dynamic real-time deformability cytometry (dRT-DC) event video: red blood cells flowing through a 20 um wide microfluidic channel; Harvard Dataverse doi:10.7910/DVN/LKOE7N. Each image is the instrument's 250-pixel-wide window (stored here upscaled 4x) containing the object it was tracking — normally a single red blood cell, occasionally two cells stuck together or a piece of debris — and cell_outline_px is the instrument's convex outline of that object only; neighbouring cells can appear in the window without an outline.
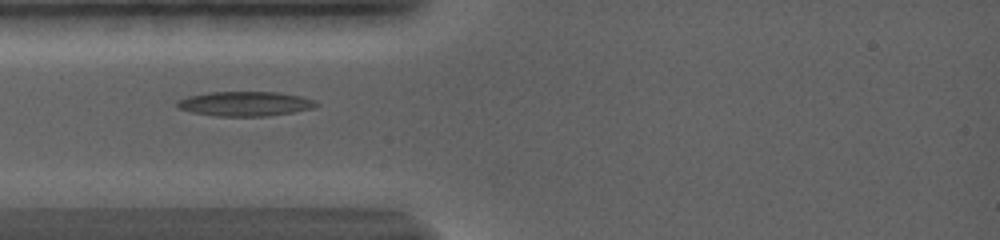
{"species": "common noctule bat (a hibernating species)", "species_latin": "Nyctalus noctula", "temperature_condition": "warm", "stored_images_in_passage": 39, "camera_frame_rate_fps": 5000, "um_per_image_px": 0.085, "animal": {"sex": "female", "body_mass_g": 19.0, "forearm_length_mm": 56.7}, "frame": {"image": 1, "passage_image": 4, "time_ms": 1.4, "image_size_px": [1000, 240], "cell_outline_px": [[320, 104], [312, 108], [296, 112], [268, 116], [216, 116], [192, 112], [176, 108], [176, 104], [180, 100], [192, 96], [216, 92], [272, 92], [296, 96], [312, 100]], "centroid_in_image_um": [20.83, 8.84], "position_along_channel_um": 64.2, "area_um2": 19.48}}
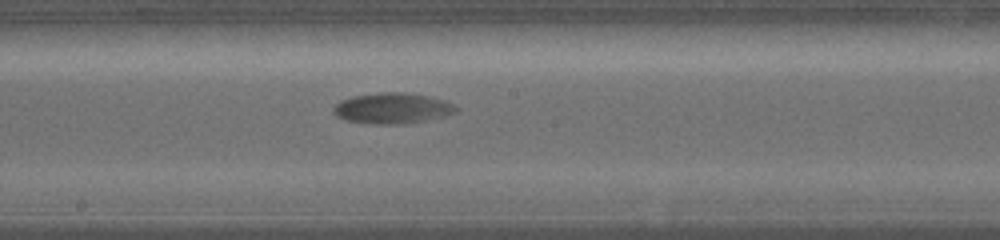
{"frame": {"image": 2, "passage_image": 14, "time_ms": 6.0, "image_size_px": [1000, 240], "cell_outline_px": [[460, 108], [456, 112], [444, 116], [404, 124], [376, 124], [348, 120], [336, 116], [332, 112], [332, 108], [340, 100], [352, 96], [384, 92], [404, 92], [428, 96], [444, 100]], "centroid_in_image_um": [33.34, 9.19], "position_along_channel_um": 214.9, "area_um2": 21.85}}
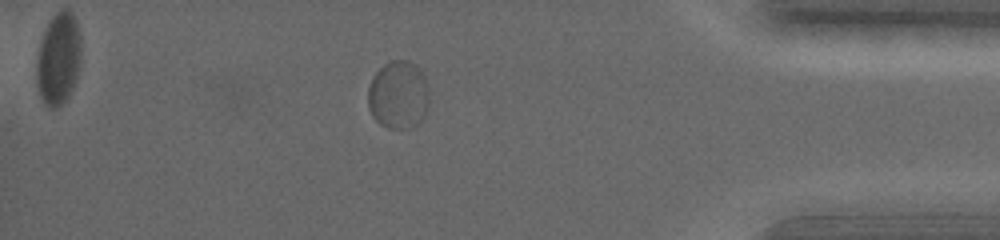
{"frame": {"image": 3, "passage_image": 29, "time_ms": 12.8, "image_size_px": [1000, 240], "cell_outline_px": [[428, 108], [424, 116], [416, 124], [408, 128], [388, 128], [380, 124], [372, 116], [368, 108], [368, 88], [372, 76], [388, 60], [408, 60], [416, 64], [420, 68], [428, 84]], "centroid_in_image_um": [33.85, 8.04], "position_along_channel_um": 401.3, "area_um2": 24.62}, "authors_computed_cell_mechanics": {"area_um2": 21.5594, "velocity_mm_per_s": 3.275, "shape_relaxation_time_tau1_ms": 5.3608, "shape_relaxation_time_tau2_ms": null, "deformation_change_tau1": 0.1282, "deformation_change_tau2": null}}